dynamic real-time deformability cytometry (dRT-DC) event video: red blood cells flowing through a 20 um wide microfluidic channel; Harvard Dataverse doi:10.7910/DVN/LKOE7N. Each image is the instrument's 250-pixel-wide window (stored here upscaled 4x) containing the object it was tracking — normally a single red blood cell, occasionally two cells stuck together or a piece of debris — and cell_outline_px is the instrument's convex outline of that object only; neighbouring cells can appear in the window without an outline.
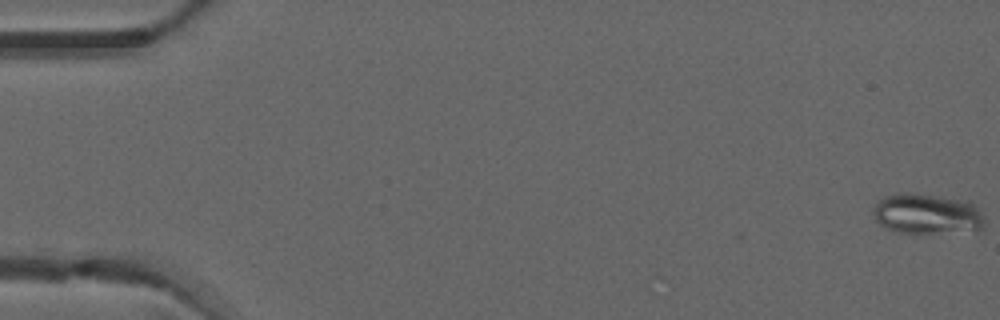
{"species": "common noctule bat (a hibernating species)", "species_latin": "Nyctalus noctula", "temperature_condition": "warm", "stored_images_in_passage": 4, "camera_frame_rate_fps": 3000, "um_per_image_px": 0.085, "animal": {"sex": "male", "forearm_length_mm": 52.5}, "frame": {"image": 1, "passage_image": 1, "time_ms": 0.0, "image_size_px": [1000, 320], "cell_outline_px": [[984, 228], [980, 232], [896, 232], [880, 224], [876, 220], [872, 212], [872, 208], [884, 196], [896, 192], [908, 192], [968, 200], [984, 216]], "centroid_in_image_um": [78.82, 18.17], "position_along_channel_um": 6.2, "area_um2": 26.47}}